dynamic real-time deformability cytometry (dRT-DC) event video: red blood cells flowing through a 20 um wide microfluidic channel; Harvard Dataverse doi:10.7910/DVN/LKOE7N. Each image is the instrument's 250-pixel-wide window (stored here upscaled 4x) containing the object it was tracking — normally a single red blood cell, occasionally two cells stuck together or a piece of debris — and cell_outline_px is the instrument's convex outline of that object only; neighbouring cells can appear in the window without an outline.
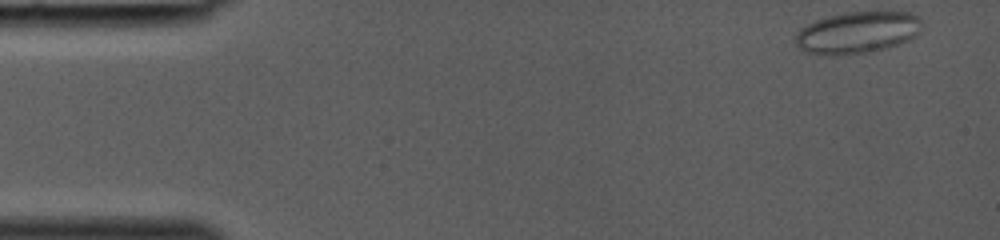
{"species": "common noctule bat (a hibernating species)", "species_latin": "Nyctalus noctula", "temperature_condition": "room temperature", "stored_images_in_passage": 38, "camera_frame_rate_fps": 3000, "um_per_image_px": 0.085, "animal": {"sex": "female", "body_mass_g": 19.0, "forearm_length_mm": 53.3}, "frame": {"image": 1, "passage_image": 1, "time_ms": 0.0, "image_size_px": [1000, 240], "cell_outline_px": [[920, 32], [916, 36], [908, 40], [888, 48], [872, 52], [836, 56], [824, 56], [804, 52], [792, 40], [796, 32], [800, 28], [816, 20], [828, 16], [848, 12], [908, 12], [920, 16]], "centroid_in_image_um": [72.83, 2.79], "position_along_channel_um": 12.2, "area_um2": 31.33}}
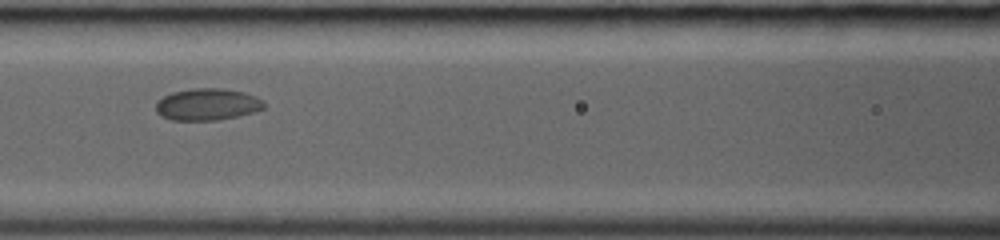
{"frame": {"image": 2, "passage_image": 17, "time_ms": 5.333, "image_size_px": [1000, 240], "cell_outline_px": [[264, 108], [252, 112], [236, 116], [216, 120], [172, 120], [160, 116], [156, 112], [156, 104], [164, 96], [172, 92], [192, 88], [220, 88], [244, 92], [256, 96], [264, 100]], "centroid_in_image_um": [17.62, 8.87], "position_along_channel_um": 149.0, "area_um2": 20.0}}
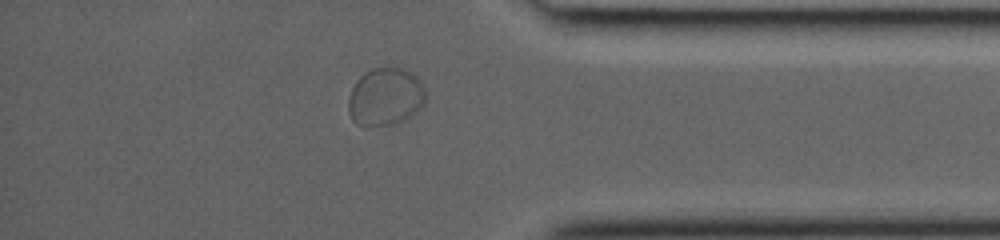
{"frame": {"image": 3, "passage_image": 33, "time_ms": 10.667, "image_size_px": [1000, 240], "cell_outline_px": [[428, 92], [424, 104], [416, 112], [404, 120], [396, 124], [364, 128], [356, 124], [352, 120], [348, 112], [348, 96], [356, 80], [364, 72], [372, 68], [400, 68], [416, 76], [424, 84]], "centroid_in_image_um": [32.75, 8.26], "position_along_channel_um": 402.4, "area_um2": 26.7}}